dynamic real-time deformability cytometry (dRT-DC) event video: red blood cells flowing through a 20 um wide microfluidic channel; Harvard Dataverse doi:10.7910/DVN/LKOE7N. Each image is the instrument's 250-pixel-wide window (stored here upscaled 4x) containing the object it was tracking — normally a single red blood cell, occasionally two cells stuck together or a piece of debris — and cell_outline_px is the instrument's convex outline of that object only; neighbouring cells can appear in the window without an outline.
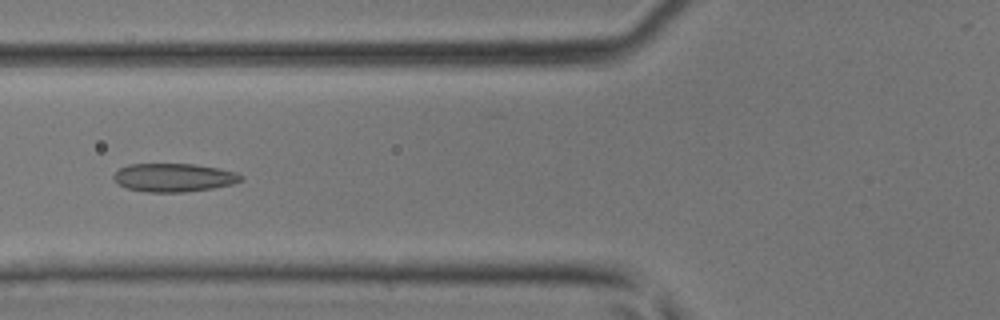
{"species": "common noctule bat (a hibernating species)", "species_latin": "Nyctalus noctula", "temperature_condition": "room temperature", "stored_images_in_passage": 47, "camera_frame_rate_fps": 3000, "um_per_image_px": 0.085, "animal": {"sex": "male", "body_mass_g": 17.9, "forearm_length_mm": 54.2}, "frame": {"image": 1, "passage_image": 18, "time_ms": 5.667, "image_size_px": [1000, 320], "cell_outline_px": [[244, 180], [232, 184], [212, 188], [184, 192], [148, 192], [124, 188], [116, 184], [112, 176], [120, 168], [128, 164], [196, 164], [220, 168], [236, 172], [244, 176]], "centroid_in_image_um": [14.77, 15.09], "position_along_channel_um": 111.0, "area_um2": 21.33}}
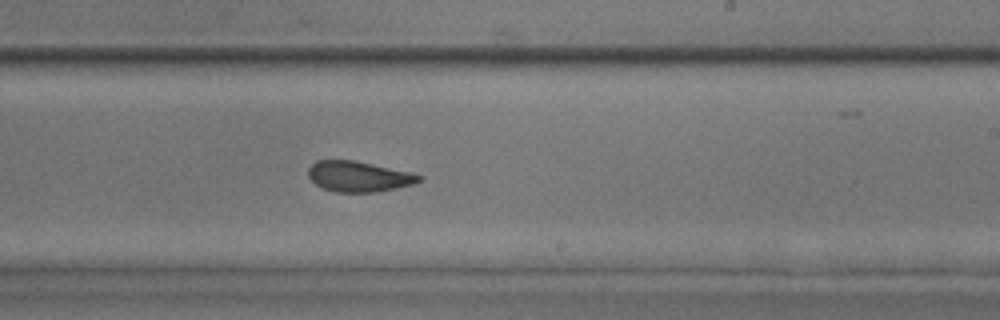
{"frame": {"image": 2, "passage_image": 28, "time_ms": 9.0, "image_size_px": [1000, 320], "cell_outline_px": [[424, 176], [416, 184], [376, 192], [336, 192], [324, 188], [316, 184], [308, 176], [308, 168], [316, 160], [352, 160], [372, 164], [408, 172]], "centroid_in_image_um": [30.48, 15.0], "position_along_channel_um": 258.5, "area_um2": 19.54}}
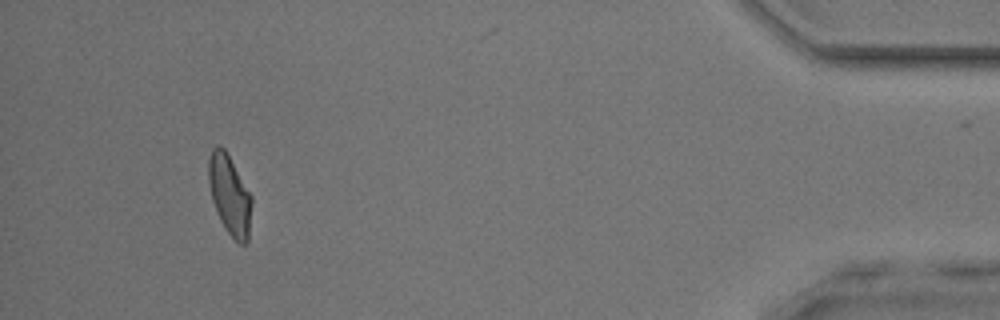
{"frame": {"image": 3, "passage_image": 43, "time_ms": 14.0, "image_size_px": [1000, 320], "cell_outline_px": [[252, 204], [248, 240], [244, 244], [240, 244], [224, 228], [220, 220], [212, 200], [208, 180], [208, 160], [212, 148], [216, 144], [220, 144], [224, 148], [252, 196]], "centroid_in_image_um": [19.51, 16.55], "position_along_channel_um": 415.7, "area_um2": 20.0}}